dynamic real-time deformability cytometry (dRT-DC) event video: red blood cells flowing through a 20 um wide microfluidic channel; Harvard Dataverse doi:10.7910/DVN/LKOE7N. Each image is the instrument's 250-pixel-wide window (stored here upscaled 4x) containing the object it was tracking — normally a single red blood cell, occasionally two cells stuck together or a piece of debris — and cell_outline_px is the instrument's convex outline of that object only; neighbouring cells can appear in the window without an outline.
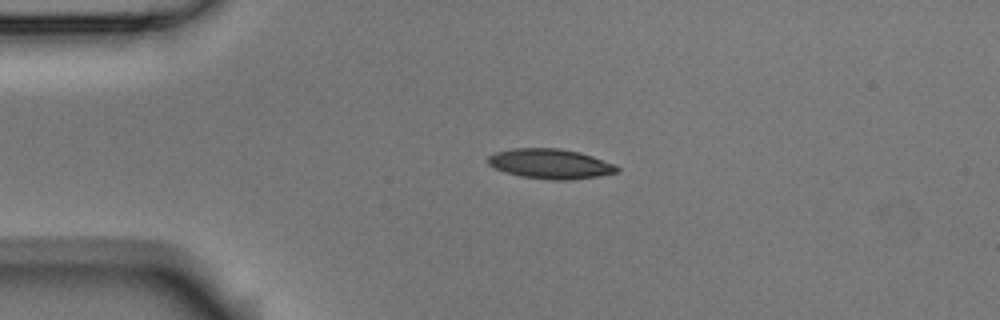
{"species": "Egyptian fruit bat (a non-hibernating species)", "species_latin": "Rousettus aegyptiacus", "temperature_condition": "room temperature", "stored_images_in_passage": 4, "camera_frame_rate_fps": 3000, "um_per_image_px": 0.085, "animal": {"sex": "male"}, "frame": {"image": 1, "passage_image": 3, "time_ms": 0.667, "image_size_px": [1000, 320], "cell_outline_px": [[620, 168], [616, 172], [596, 176], [568, 180], [552, 180], [520, 176], [504, 172], [488, 164], [488, 156], [496, 152], [512, 148], [560, 148], [580, 152], [616, 164]], "centroid_in_image_um": [46.77, 13.91], "position_along_channel_um": 38.2, "area_um2": 22.43}}